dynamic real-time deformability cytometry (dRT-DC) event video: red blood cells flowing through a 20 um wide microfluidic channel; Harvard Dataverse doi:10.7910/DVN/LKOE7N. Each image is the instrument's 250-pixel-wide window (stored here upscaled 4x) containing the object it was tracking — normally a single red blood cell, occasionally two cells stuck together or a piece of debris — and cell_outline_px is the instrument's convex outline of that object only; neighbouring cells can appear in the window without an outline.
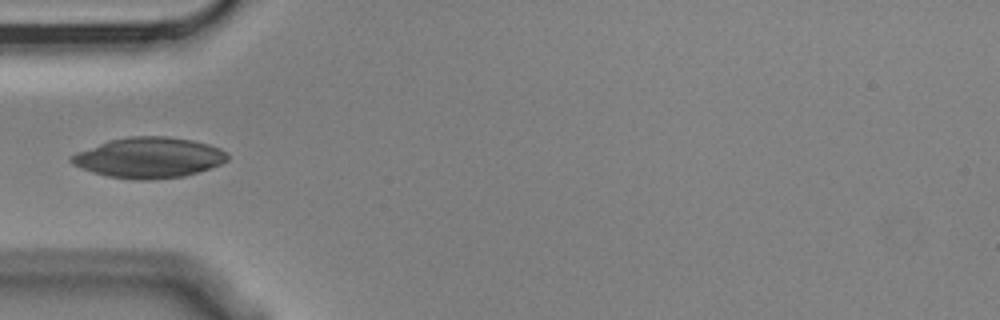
{"species": "Egyptian fruit bat (a non-hibernating species)", "species_latin": "Rousettus aegyptiacus", "temperature_condition": "cold", "stored_images_in_passage": 13, "camera_frame_rate_fps": 3000, "um_per_image_px": 0.085, "animal": {"sex": "male"}, "frame": {"image": 1, "passage_image": 4, "time_ms": 1.0, "image_size_px": [1000, 320], "cell_outline_px": [[228, 160], [220, 164], [184, 176], [148, 180], [136, 180], [108, 176], [92, 172], [80, 168], [72, 164], [68, 160], [68, 156], [76, 152], [112, 140], [132, 136], [164, 136], [192, 140], [208, 144], [220, 148], [228, 152]], "centroid_in_image_um": [12.64, 13.4], "position_along_channel_um": 72.4, "area_um2": 36.7}}
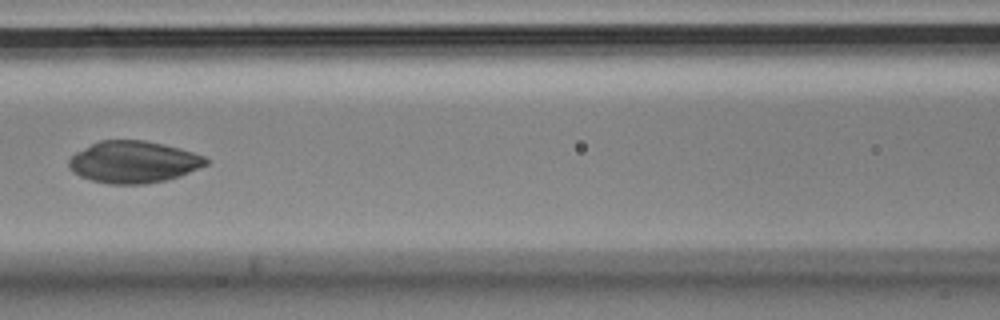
{"frame": {"image": 2, "passage_image": 6, "time_ms": 1.667, "image_size_px": [1000, 320], "cell_outline_px": [[208, 164], [180, 176], [168, 180], [148, 184], [108, 184], [92, 180], [80, 176], [72, 172], [68, 168], [68, 160], [76, 152], [100, 140], [144, 140], [164, 144], [180, 148], [204, 156], [208, 160]], "centroid_in_image_um": [11.34, 13.78], "position_along_channel_um": 155.3, "area_um2": 33.58}}
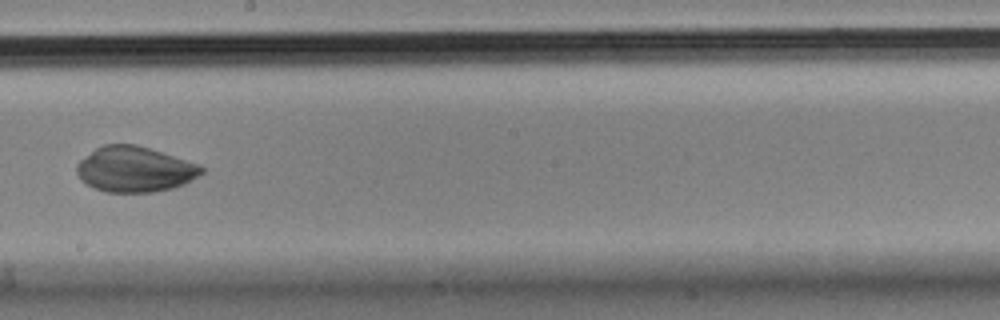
{"frame": {"image": 3, "passage_image": 8, "time_ms": 2.333, "image_size_px": [1000, 320], "cell_outline_px": [[204, 172], [184, 184], [172, 188], [152, 192], [104, 192], [80, 180], [76, 172], [76, 164], [80, 160], [96, 148], [104, 144], [136, 144], [196, 164], [204, 168]], "centroid_in_image_um": [11.4, 14.4], "position_along_channel_um": 236.8, "area_um2": 32.66}}